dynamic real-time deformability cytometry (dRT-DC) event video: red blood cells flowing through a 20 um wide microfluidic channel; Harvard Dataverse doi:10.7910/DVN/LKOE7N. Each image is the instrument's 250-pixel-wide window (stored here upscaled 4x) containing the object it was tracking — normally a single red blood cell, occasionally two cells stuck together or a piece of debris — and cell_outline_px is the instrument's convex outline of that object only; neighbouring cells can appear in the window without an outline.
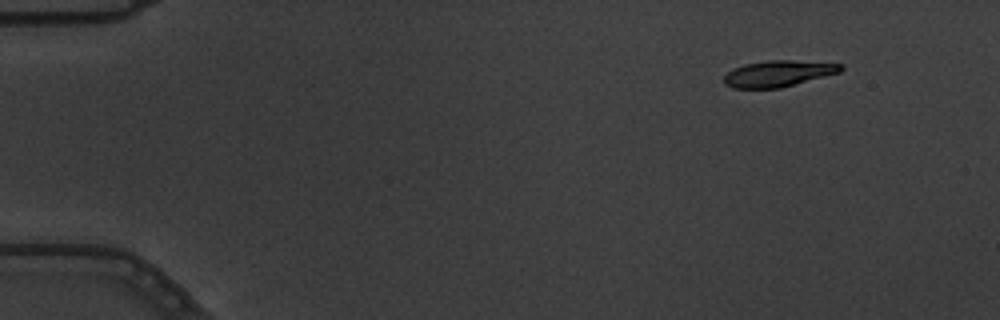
{"species": "common noctule bat (a hibernating species)", "species_latin": "Nyctalus noctula", "temperature_condition": "warm", "stored_images_in_passage": 3, "camera_frame_rate_fps": 3000, "um_per_image_px": 0.085, "animal": {"sex": "male", "body_mass_g": 19.5, "forearm_length_mm": 54.6}, "frame": {"image": 1, "passage_image": 1, "time_ms": 0.0, "image_size_px": [1000, 320], "cell_outline_px": [[844, 68], [840, 72], [780, 88], [732, 88], [724, 84], [724, 76], [732, 68], [744, 64], [768, 60], [792, 60], [844, 64]], "centroid_in_image_um": [66.14, 6.25], "position_along_channel_um": 18.9, "area_um2": 17.86}}